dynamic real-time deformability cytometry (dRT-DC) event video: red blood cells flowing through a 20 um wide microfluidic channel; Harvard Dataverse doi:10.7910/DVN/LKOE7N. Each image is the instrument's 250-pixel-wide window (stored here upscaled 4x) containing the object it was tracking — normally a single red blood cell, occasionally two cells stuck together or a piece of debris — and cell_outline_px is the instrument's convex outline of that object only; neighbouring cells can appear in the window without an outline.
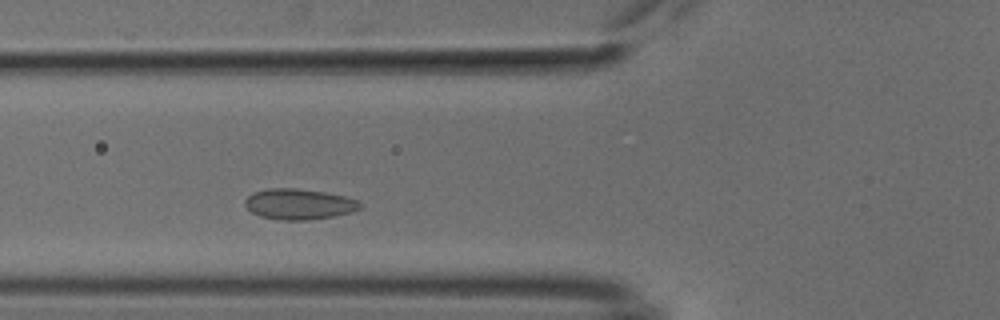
{"species": "common noctule bat (a hibernating species)", "species_latin": "Nyctalus noctula", "temperature_condition": "cold", "stored_images_in_passage": 47, "camera_frame_rate_fps": 3000, "um_per_image_px": 0.085, "animal": {"sex": "male", "body_mass_g": 18.8}, "frame": {"image": 1, "passage_image": 9, "time_ms": 2.667, "image_size_px": [1000, 320], "cell_outline_px": [[364, 204], [360, 208], [352, 212], [332, 216], [308, 220], [276, 220], [260, 216], [252, 212], [244, 204], [244, 200], [252, 192], [268, 188], [296, 188], [324, 192], [344, 196], [360, 200]], "centroid_in_image_um": [25.42, 17.35], "position_along_channel_um": 100.4, "area_um2": 20.75}}
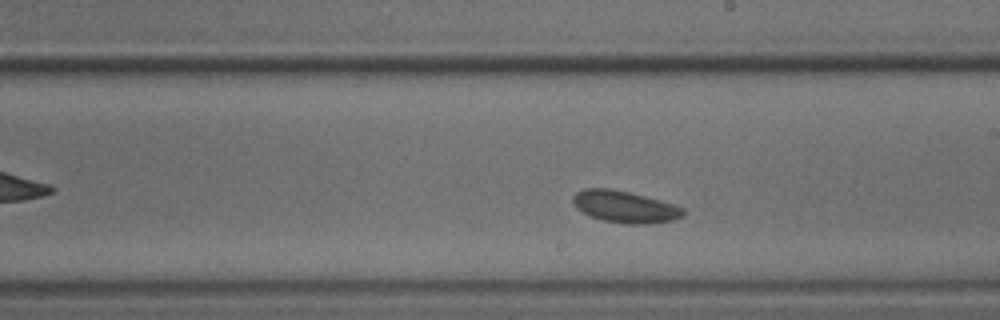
{"frame": {"image": 2, "passage_image": 20, "time_ms": 6.333, "image_size_px": [1000, 320], "cell_outline_px": [[684, 212], [680, 216], [672, 220], [648, 224], [628, 224], [604, 220], [592, 216], [576, 208], [572, 200], [572, 196], [576, 192], [584, 188], [612, 188], [660, 200], [684, 208]], "centroid_in_image_um": [53.07, 17.56], "position_along_channel_um": 235.9, "area_um2": 20.17}}
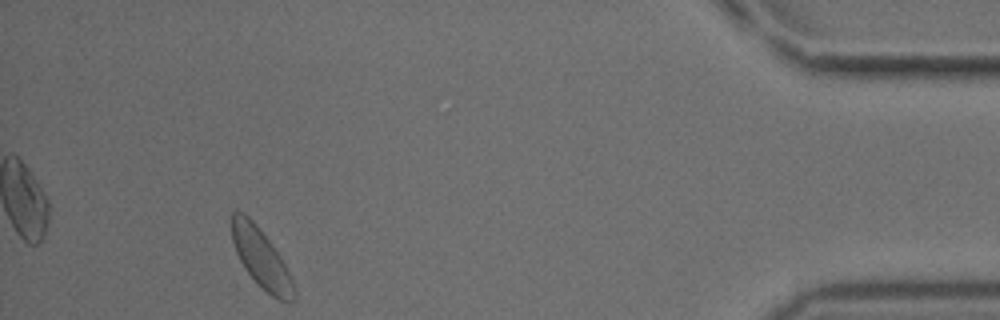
{"frame": {"image": 3, "passage_image": 41, "time_ms": 13.333, "image_size_px": [1000, 320], "cell_outline_px": [[296, 300], [280, 300], [272, 296], [244, 268], [236, 252], [232, 240], [228, 220], [232, 212], [244, 212], [256, 224], [268, 240], [284, 264], [292, 280], [296, 292]], "centroid_in_image_um": [22.13, 21.88], "position_along_channel_um": 413.1, "area_um2": 20.98}}